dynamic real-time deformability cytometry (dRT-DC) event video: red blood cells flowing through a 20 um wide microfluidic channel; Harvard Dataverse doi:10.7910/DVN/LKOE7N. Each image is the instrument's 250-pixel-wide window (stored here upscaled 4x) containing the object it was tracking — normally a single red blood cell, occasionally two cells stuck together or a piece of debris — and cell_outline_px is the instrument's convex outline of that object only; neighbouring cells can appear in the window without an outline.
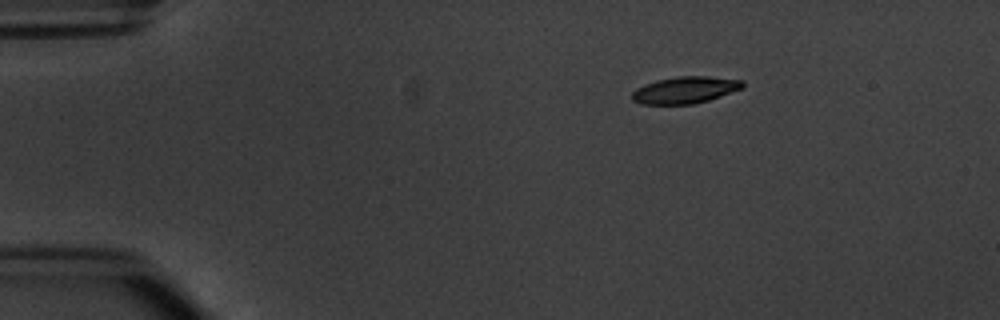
{"species": "common noctule bat (a hibernating species)", "species_latin": "Nyctalus noctula", "temperature_condition": "warm", "stored_images_in_passage": 3, "camera_frame_rate_fps": 3000, "um_per_image_px": 0.085, "animal": {"sex": "male", "body_mass_g": 20.1, "forearm_length_mm": 53.5}, "frame": {"image": 1, "passage_image": 1, "time_ms": 0.0, "image_size_px": [1000, 320], "cell_outline_px": [[744, 88], [708, 100], [692, 104], [640, 104], [632, 100], [632, 92], [636, 88], [644, 84], [656, 80], [676, 76], [708, 76], [744, 80]], "centroid_in_image_um": [58.23, 7.64], "position_along_channel_um": 26.8, "area_um2": 17.4}}